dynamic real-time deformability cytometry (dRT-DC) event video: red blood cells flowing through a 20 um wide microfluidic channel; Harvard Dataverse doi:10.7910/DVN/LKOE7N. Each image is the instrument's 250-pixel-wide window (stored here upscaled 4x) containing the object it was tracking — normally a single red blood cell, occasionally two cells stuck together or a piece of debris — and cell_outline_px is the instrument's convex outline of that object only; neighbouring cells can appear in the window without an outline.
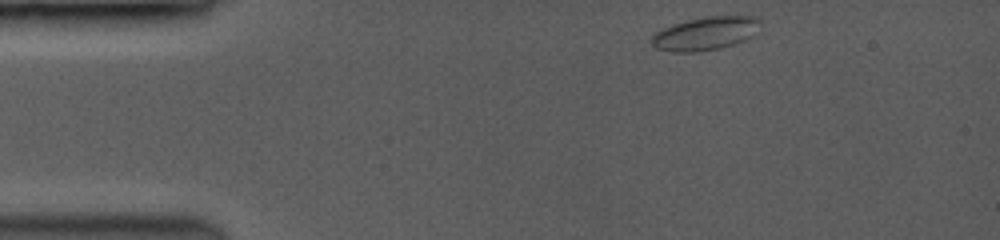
{"species": "common noctule bat (a hibernating species)", "species_latin": "Nyctalus noctula", "temperature_condition": "room temperature", "stored_images_in_passage": 5, "camera_frame_rate_fps": 3500, "um_per_image_px": 0.085, "animal": {"sex": "female", "body_mass_g": 19.0, "forearm_length_mm": 53.3}, "frame": {"image": 1, "passage_image": 1, "time_ms": 0.0, "image_size_px": [1000, 240], "cell_outline_px": [[756, 20], [748, 36], [744, 40], [720, 48], [692, 52], [676, 52], [656, 48], [652, 44], [652, 36], [656, 32], [664, 28], [688, 20], [712, 16], [752, 16]], "centroid_in_image_um": [59.82, 2.86], "position_along_channel_um": 25.2, "area_um2": 19.88}}